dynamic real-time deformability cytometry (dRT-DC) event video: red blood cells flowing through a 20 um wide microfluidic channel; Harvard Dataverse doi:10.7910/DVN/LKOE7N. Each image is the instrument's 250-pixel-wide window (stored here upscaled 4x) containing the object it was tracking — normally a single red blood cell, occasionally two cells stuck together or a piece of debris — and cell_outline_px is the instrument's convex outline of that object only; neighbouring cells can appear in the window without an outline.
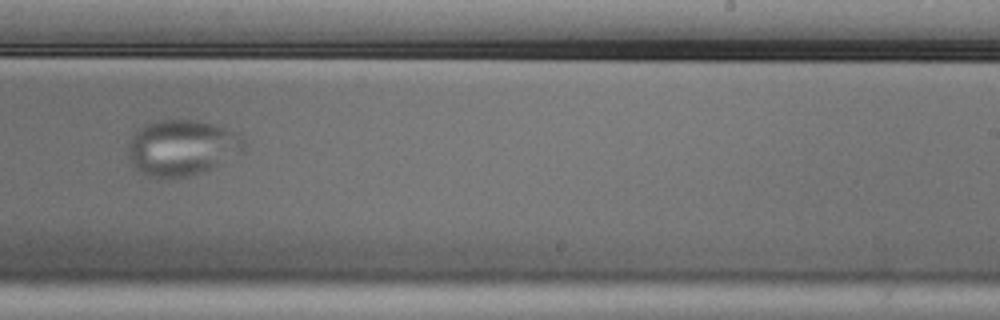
{"species": "Egyptian fruit bat (a non-hibernating species)", "species_latin": "Rousettus aegyptiacus", "temperature_condition": "cold", "stored_images_in_passage": 9, "camera_frame_rate_fps": 3000, "um_per_image_px": 0.085, "animal": {"sex": "male"}, "frame": {"image": 1, "passage_image": 9, "time_ms": 2.667, "image_size_px": [1000, 320], "cell_outline_px": [[248, 140], [244, 148], [240, 152], [200, 172], [188, 176], [160, 180], [156, 180], [132, 168], [128, 156], [128, 140], [136, 128], [144, 124], [156, 120], [196, 120], [216, 124], [244, 136]], "centroid_in_image_um": [15.38, 12.55], "position_along_channel_um": 273.6, "area_um2": 38.26}}